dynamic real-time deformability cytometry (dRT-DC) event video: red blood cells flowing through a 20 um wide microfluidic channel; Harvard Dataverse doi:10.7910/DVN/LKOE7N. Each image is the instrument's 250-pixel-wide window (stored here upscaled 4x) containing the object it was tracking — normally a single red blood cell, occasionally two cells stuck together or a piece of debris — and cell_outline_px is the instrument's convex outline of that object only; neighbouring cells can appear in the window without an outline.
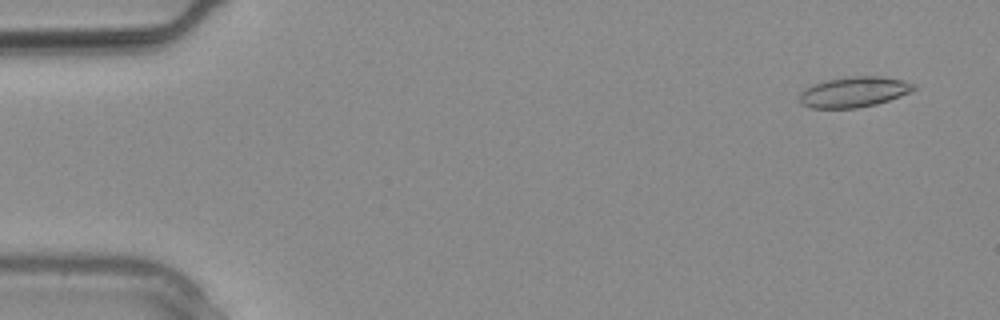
{"species": "common noctule bat (a hibernating species)", "species_latin": "Nyctalus noctula", "temperature_condition": "warm", "stored_images_in_passage": 3, "camera_frame_rate_fps": 3000, "um_per_image_px": 0.085, "animal": {"sex": "male", "body_mass_g": 20.4}, "frame": {"image": 1, "passage_image": 1, "time_ms": 0.0, "image_size_px": [1000, 320], "cell_outline_px": [[916, 88], [912, 92], [876, 104], [856, 108], [812, 108], [800, 104], [800, 92], [812, 84], [824, 80], [852, 76], [880, 76], [904, 80], [916, 84]], "centroid_in_image_um": [72.59, 7.81], "position_along_channel_um": 12.4, "area_um2": 20.4}}
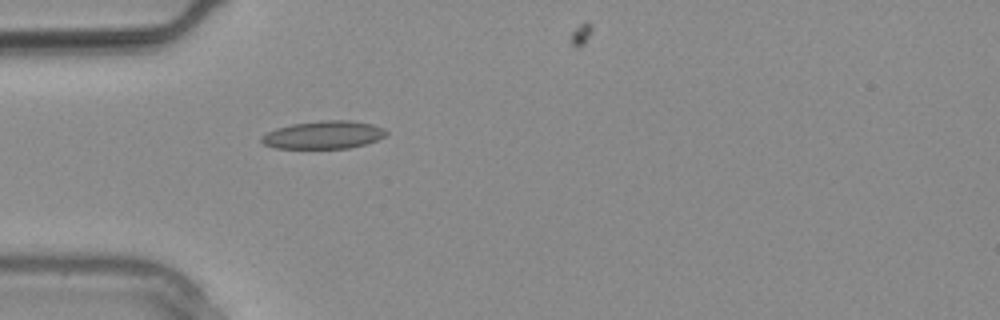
{"frame": {"image": 2, "passage_image": 3, "time_ms": 0.667, "image_size_px": [1000, 320], "cell_outline_px": [[388, 132], [384, 136], [376, 140], [364, 144], [348, 148], [276, 148], [264, 144], [260, 140], [260, 136], [276, 128], [292, 124], [324, 120], [348, 120], [372, 124], [384, 128]], "centroid_in_image_um": [27.49, 11.46], "position_along_channel_um": 57.5, "area_um2": 20.11}}